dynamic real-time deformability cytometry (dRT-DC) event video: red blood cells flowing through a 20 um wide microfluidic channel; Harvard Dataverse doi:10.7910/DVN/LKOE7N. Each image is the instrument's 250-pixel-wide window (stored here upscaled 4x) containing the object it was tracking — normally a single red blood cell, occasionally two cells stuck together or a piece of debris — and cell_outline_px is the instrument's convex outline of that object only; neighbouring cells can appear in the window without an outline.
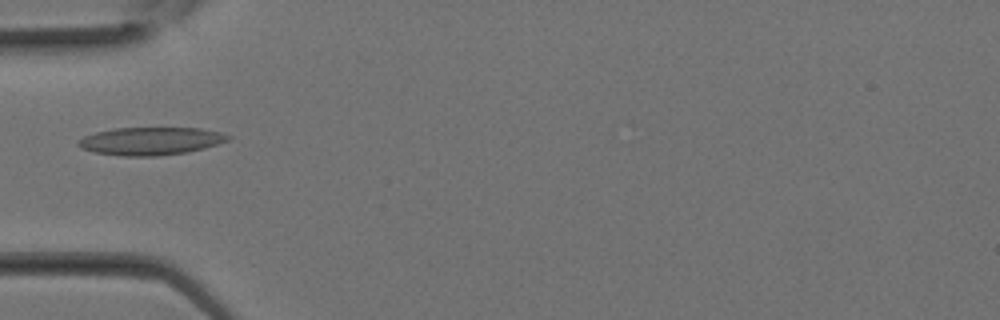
{"species": "Egyptian fruit bat (a non-hibernating species)", "species_latin": "Rousettus aegyptiacus", "temperature_condition": "room temperature", "stored_images_in_passage": 13, "camera_frame_rate_fps": 3000, "um_per_image_px": 0.085, "animal": {"sex": "female"}, "frame": {"image": 1, "passage_image": 10, "time_ms": 3.0, "image_size_px": [1000, 320], "cell_outline_px": [[232, 136], [228, 140], [204, 148], [188, 152], [156, 156], [120, 156], [92, 152], [80, 148], [76, 144], [84, 136], [96, 132], [112, 128], [200, 128], [220, 132]], "centroid_in_image_um": [12.77, 11.99], "position_along_channel_um": 72.2, "area_um2": 24.33}}
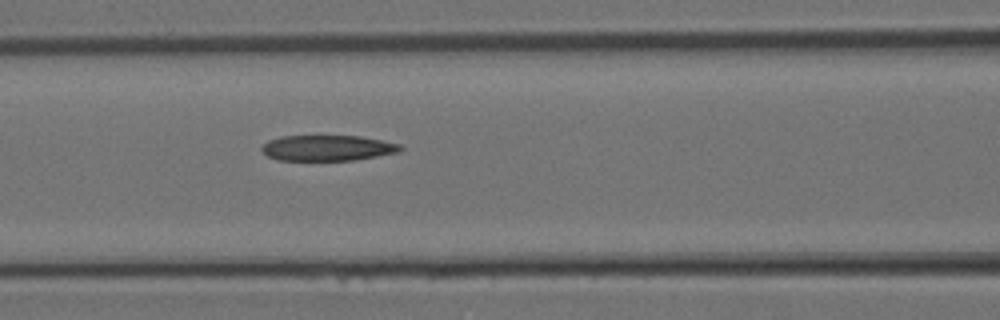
{"frame": {"image": 2, "passage_image": 13, "time_ms": 4.0, "image_size_px": [1000, 320], "cell_outline_px": [[404, 148], [400, 152], [356, 160], [276, 160], [268, 156], [260, 148], [268, 140], [280, 136], [360, 136], [400, 144]], "centroid_in_image_um": [27.85, 12.58], "position_along_channel_um": 138.8, "area_um2": 20.75}}